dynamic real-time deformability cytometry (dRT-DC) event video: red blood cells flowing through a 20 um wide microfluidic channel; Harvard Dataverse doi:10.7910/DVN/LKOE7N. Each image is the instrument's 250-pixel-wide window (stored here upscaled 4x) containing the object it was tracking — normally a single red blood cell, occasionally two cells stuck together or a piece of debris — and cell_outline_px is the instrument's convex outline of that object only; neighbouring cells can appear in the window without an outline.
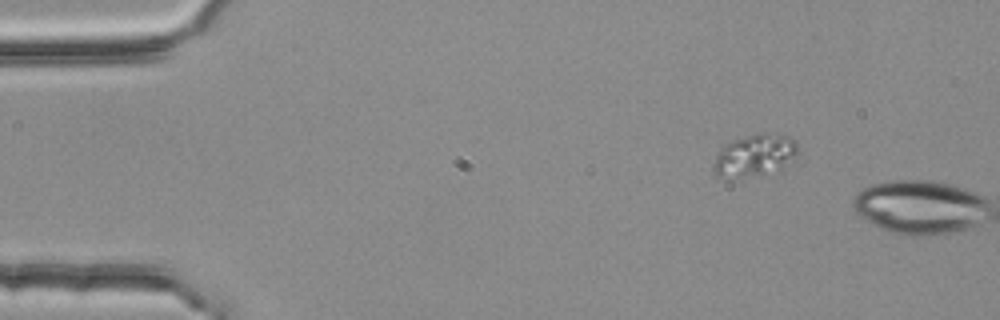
{"species": "common noctule bat (a hibernating species)", "species_latin": "Nyctalus noctula", "temperature_condition": "room temperature", "stored_images_in_passage": 2, "segment_of_instrument_passage": [1, 2], "camera_frame_rate_fps": 3000, "um_per_image_px": 0.085, "animal": {"sex": "female", "body_mass_g": 25.1}, "frame": {"image": 1, "passage_image": 1, "time_ms": 0.0, "image_size_px": [1000, 320], "cell_outline_px": [[796, 160], [780, 172], [736, 176], [720, 176], [712, 168], [716, 156], [720, 148], [724, 144], [732, 140], [756, 132], [764, 132], [792, 136], [796, 140]], "centroid_in_image_um": [64.23, 13.16], "position_along_channel_um": 20.8, "area_um2": 20.98}}